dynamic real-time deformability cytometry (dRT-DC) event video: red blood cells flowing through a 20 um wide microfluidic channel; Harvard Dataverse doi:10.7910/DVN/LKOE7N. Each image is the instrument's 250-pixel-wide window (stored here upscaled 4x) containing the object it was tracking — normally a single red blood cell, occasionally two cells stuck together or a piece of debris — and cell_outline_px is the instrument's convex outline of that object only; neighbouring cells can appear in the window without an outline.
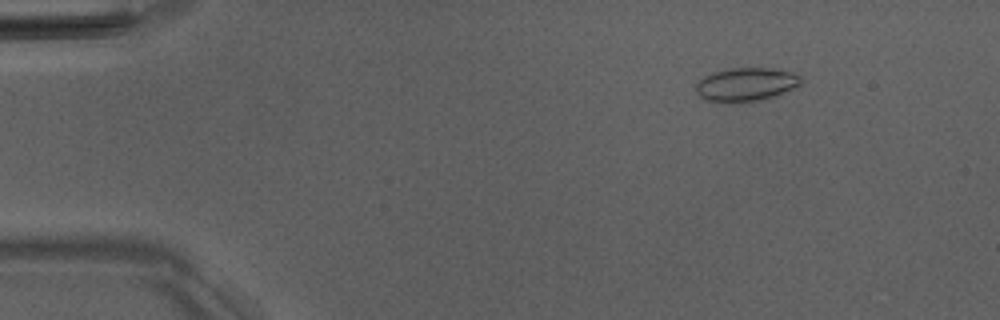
{"species": "Egyptian fruit bat (a non-hibernating species)", "species_latin": "Rousettus aegyptiacus", "temperature_condition": "room temperature", "stored_images_in_passage": 45, "camera_frame_rate_fps": 3000, "um_per_image_px": 0.085, "animal": {"sex": "male"}, "frame": {"image": 1, "passage_image": 7, "time_ms": 2.0, "image_size_px": [1000, 320], "cell_outline_px": [[800, 84], [796, 88], [772, 96], [756, 100], [732, 104], [704, 100], [696, 92], [696, 84], [704, 76], [712, 72], [732, 68], [772, 68], [788, 72], [800, 76]], "centroid_in_image_um": [63.35, 7.19], "position_along_channel_um": 21.6, "area_um2": 20.46}}
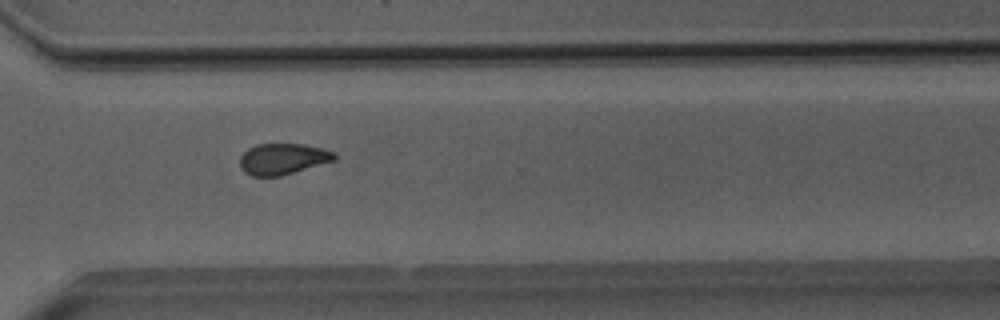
{"frame": {"image": 2, "passage_image": 38, "time_ms": 12.333, "image_size_px": [1000, 320], "cell_outline_px": [[336, 160], [280, 176], [252, 176], [244, 172], [240, 168], [240, 156], [248, 148], [256, 144], [304, 144], [336, 152]], "centroid_in_image_um": [24.03, 13.51], "position_along_channel_um": 346.6, "area_um2": 17.17}}
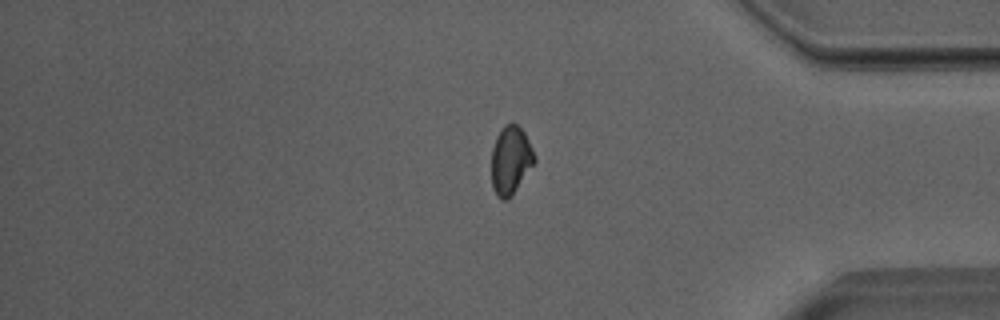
{"frame": {"image": 3, "passage_image": 43, "time_ms": 14.0, "image_size_px": [1000, 320], "cell_outline_px": [[536, 160], [512, 196], [508, 200], [500, 200], [496, 196], [492, 188], [492, 148], [496, 136], [504, 124], [512, 120], [524, 132], [536, 156]], "centroid_in_image_um": [43.39, 13.62], "position_along_channel_um": 391.8, "area_um2": 17.34}}